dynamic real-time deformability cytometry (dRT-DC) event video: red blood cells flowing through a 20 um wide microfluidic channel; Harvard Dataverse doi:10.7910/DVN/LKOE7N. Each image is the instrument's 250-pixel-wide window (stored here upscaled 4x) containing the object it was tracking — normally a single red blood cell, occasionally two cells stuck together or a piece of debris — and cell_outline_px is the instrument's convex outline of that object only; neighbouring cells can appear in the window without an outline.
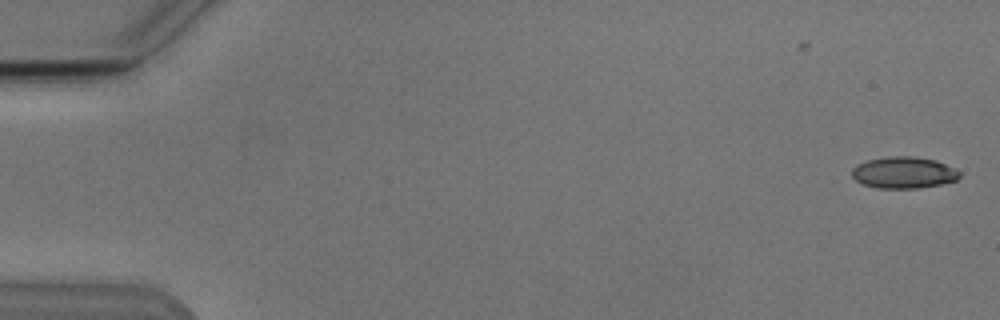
{"species": "Egyptian fruit bat (a non-hibernating species)", "species_latin": "Rousettus aegyptiacus", "temperature_condition": "cold", "stored_images_in_passage": 5, "segment_of_instrument_passage": [2, 2], "camera_frame_rate_fps": 3000, "um_per_image_px": 0.085, "animal": {"sex": "male"}, "frame": {"image": 1, "passage_image": 5, "time_ms": 5.333, "image_size_px": [1000, 320], "cell_outline_px": [[960, 176], [956, 180], [940, 184], [916, 188], [876, 188], [864, 184], [856, 180], [852, 176], [852, 168], [868, 160], [888, 156], [916, 156], [936, 160], [956, 168], [960, 172]], "centroid_in_image_um": [76.84, 14.66], "position_along_channel_um": 8.2, "area_um2": 19.77}}